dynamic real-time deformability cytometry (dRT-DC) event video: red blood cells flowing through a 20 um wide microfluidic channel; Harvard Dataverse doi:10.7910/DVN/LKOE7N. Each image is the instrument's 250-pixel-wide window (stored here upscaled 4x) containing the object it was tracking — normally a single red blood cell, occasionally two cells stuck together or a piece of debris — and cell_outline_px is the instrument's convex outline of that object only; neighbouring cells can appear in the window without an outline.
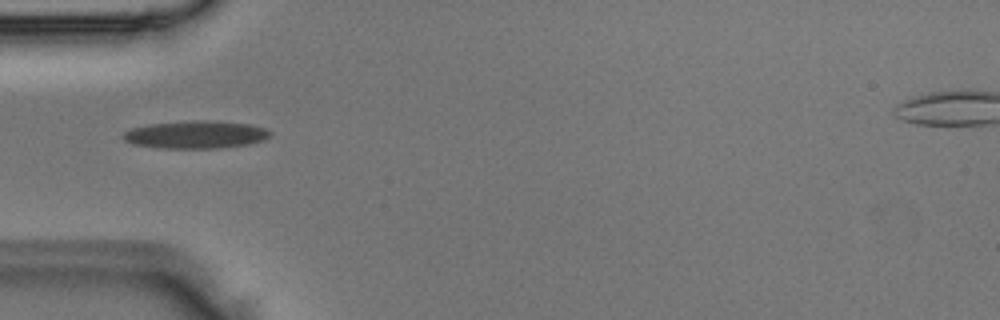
{"species": "Egyptian fruit bat (a non-hibernating species)", "species_latin": "Rousettus aegyptiacus", "temperature_condition": "room temperature", "stored_images_in_passage": 2, "camera_frame_rate_fps": 3000, "um_per_image_px": 0.085, "animal": {"sex": "male"}, "frame": {"image": 1, "passage_image": 1, "time_ms": 0.0, "image_size_px": [1000, 320], "cell_outline_px": [[272, 132], [264, 140], [248, 144], [220, 148], [156, 148], [132, 144], [124, 140], [120, 136], [124, 132], [132, 128], [148, 124], [192, 120], [208, 120], [248, 124], [268, 128]], "centroid_in_image_um": [16.61, 11.44], "position_along_channel_um": 68.4, "area_um2": 23.93}}
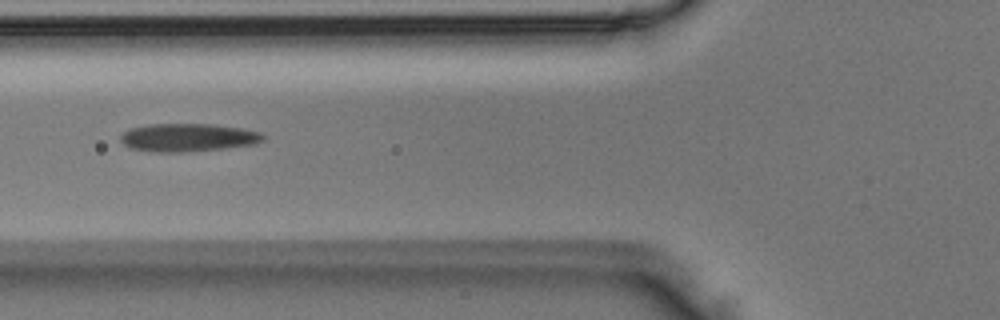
{"frame": {"image": 2, "passage_image": 2, "time_ms": 0.333, "image_size_px": [1000, 320], "cell_outline_px": [[264, 140], [256, 144], [220, 148], [180, 152], [160, 152], [132, 148], [124, 144], [120, 140], [120, 136], [128, 128], [152, 124], [212, 124], [240, 128], [260, 132], [264, 136]], "centroid_in_image_um": [15.97, 11.67], "position_along_channel_um": 109.8, "area_um2": 23.0}}